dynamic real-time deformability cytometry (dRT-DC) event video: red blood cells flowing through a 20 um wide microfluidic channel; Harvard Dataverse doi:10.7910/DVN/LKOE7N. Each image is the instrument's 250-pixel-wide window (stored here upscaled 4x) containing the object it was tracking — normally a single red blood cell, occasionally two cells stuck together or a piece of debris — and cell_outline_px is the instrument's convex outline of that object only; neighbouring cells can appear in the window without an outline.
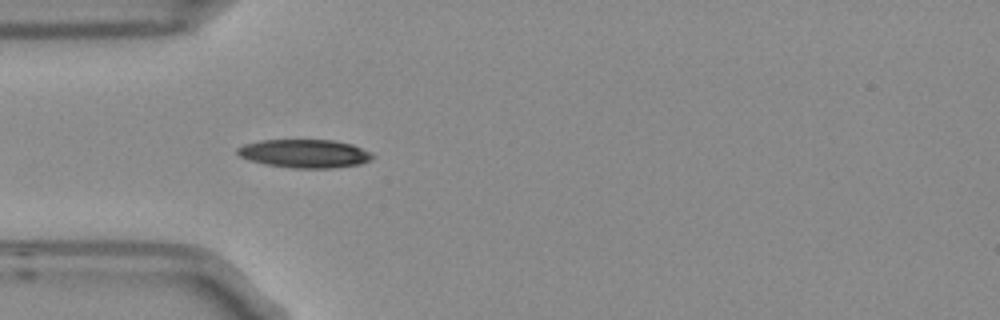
{"species": "Egyptian fruit bat (a non-hibernating species)", "species_latin": "Rousettus aegyptiacus", "temperature_condition": "room temperature", "stored_images_in_passage": 5, "camera_frame_rate_fps": 3000, "um_per_image_px": 0.085, "frame": {"image": 1, "passage_image": 5, "time_ms": 1.333, "image_size_px": [1000, 320], "cell_outline_px": [[372, 160], [360, 164], [332, 168], [292, 168], [264, 164], [248, 160], [240, 156], [236, 152], [236, 148], [244, 144], [264, 140], [332, 140], [352, 144], [372, 152]], "centroid_in_image_um": [25.89, 13.06], "position_along_channel_um": 59.1, "area_um2": 22.43}}